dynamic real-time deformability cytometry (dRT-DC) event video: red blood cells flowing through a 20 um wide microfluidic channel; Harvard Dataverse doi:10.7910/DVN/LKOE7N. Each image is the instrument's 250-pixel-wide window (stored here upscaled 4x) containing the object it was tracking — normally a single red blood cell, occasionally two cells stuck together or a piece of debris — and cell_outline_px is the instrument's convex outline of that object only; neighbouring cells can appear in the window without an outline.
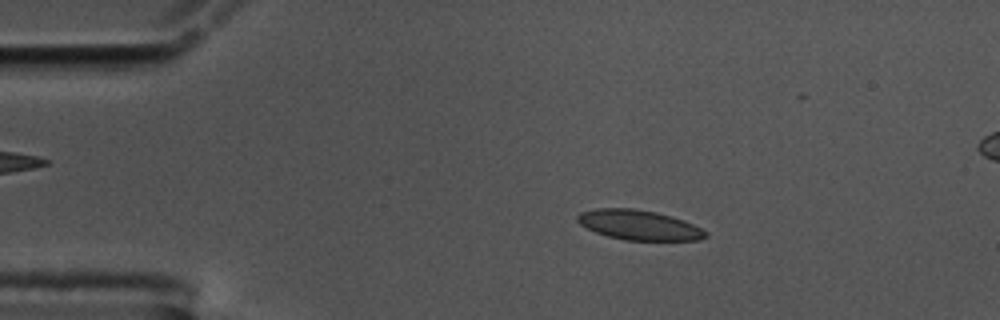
{"species": "common noctule bat (a hibernating species)", "species_latin": "Nyctalus noctula", "temperature_condition": "cold", "stored_images_in_passage": 56, "camera_frame_rate_fps": 3000, "um_per_image_px": 0.085, "animal": {"sex": "male", "body_mass_g": 17.5, "forearm_length_mm": 52.3}, "frame": {"image": 1, "passage_image": 10, "time_ms": 3.0, "image_size_px": [1000, 320], "cell_outline_px": [[708, 236], [700, 240], [624, 240], [608, 236], [596, 232], [580, 224], [576, 220], [576, 216], [580, 212], [596, 208], [632, 208], [656, 212], [672, 216], [684, 220], [708, 232]], "centroid_in_image_um": [54.31, 19.12], "position_along_channel_um": 30.7, "area_um2": 22.31}}
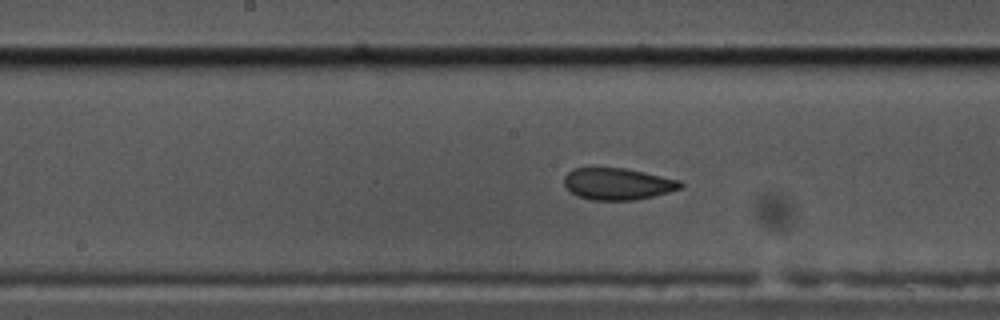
{"frame": {"image": 2, "passage_image": 28, "time_ms": 9.0, "image_size_px": [1000, 320], "cell_outline_px": [[684, 184], [680, 188], [668, 192], [652, 196], [632, 200], [592, 200], [576, 196], [564, 184], [564, 176], [572, 168], [624, 168], [644, 172], [680, 180]], "centroid_in_image_um": [52.48, 15.63], "position_along_channel_um": 195.7, "area_um2": 21.39}}
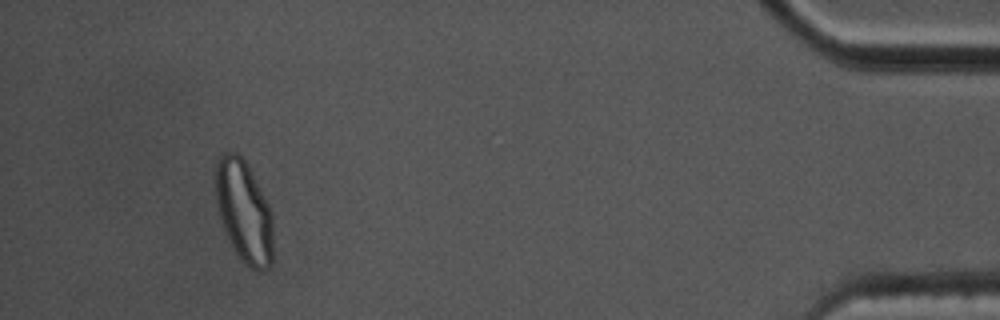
{"frame": {"image": 3, "passage_image": 52, "time_ms": 17.0, "image_size_px": [1000, 320], "cell_outline_px": [[272, 264], [264, 272], [260, 272], [244, 264], [236, 252], [224, 228], [220, 216], [216, 196], [216, 160], [224, 152], [236, 152], [244, 160], [260, 188], [268, 204], [272, 216]], "centroid_in_image_um": [20.75, 18.0], "position_along_channel_um": 414.4, "area_um2": 33.7}, "authors_computed_cell_mechanics": {"area_um2": 22.6576, "velocity_mm_per_s": 3.5643, "shape_relaxation_time_tau1_ms": null, "shape_relaxation_time_tau2_ms": 1.1033, "deformation_change_tau1": null, "deformation_change_tau2": 0.0537}}